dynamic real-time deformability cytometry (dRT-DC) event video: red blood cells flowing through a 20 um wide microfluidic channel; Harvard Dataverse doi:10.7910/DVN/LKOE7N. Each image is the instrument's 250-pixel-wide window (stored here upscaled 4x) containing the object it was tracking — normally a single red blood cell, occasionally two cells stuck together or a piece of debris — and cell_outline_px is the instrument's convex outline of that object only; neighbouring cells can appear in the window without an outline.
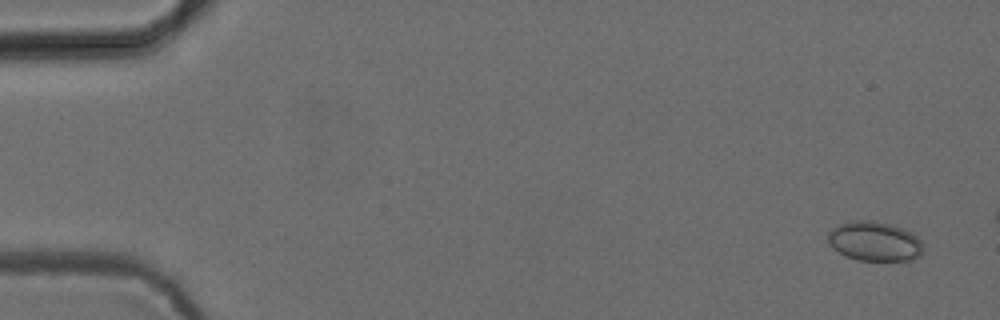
{"species": "common noctule bat (a hibernating species)", "species_latin": "Nyctalus noctula", "temperature_condition": "cold", "stored_images_in_passage": 13, "camera_frame_rate_fps": 3000, "um_per_image_px": 0.085, "animal": {"sex": "female", "body_mass_g": 24.6, "forearm_length_mm": 56.2}, "frame": {"image": 1, "passage_image": 3, "time_ms": 0.667, "image_size_px": [1000, 320], "cell_outline_px": [[924, 252], [920, 256], [912, 260], [856, 260], [844, 256], [832, 248], [828, 244], [828, 232], [832, 228], [840, 224], [852, 220], [872, 220], [904, 228], [912, 232], [920, 240], [924, 248]], "centroid_in_image_um": [74.33, 20.51], "position_along_channel_um": 10.7, "area_um2": 22.25}}